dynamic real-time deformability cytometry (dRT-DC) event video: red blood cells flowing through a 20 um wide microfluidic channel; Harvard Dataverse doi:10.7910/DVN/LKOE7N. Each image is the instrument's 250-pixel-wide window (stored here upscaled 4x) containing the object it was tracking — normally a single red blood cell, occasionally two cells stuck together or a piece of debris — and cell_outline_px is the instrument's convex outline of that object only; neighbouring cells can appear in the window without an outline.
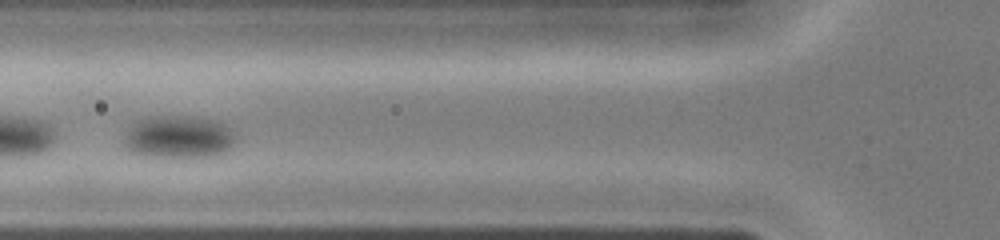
{"species": "common noctule bat (a hibernating species)", "species_latin": "Nyctalus noctula", "temperature_condition": "cold", "stored_images_in_passage": 18, "camera_frame_rate_fps": 3000, "um_per_image_px": 0.085, "animal": {"sex": "female", "body_mass_g": 19.0, "forearm_length_mm": 51.5}, "frame": {"image": 1, "passage_image": 11, "time_ms": 3.333, "image_size_px": [1000, 240], "cell_outline_px": [[236, 140], [224, 152], [212, 156], [148, 156], [132, 152], [124, 144], [124, 136], [128, 124], [132, 120], [148, 116], [192, 116], [216, 120], [232, 128], [236, 132]], "centroid_in_image_um": [15.15, 11.59], "position_along_channel_um": 110.7, "area_um2": 28.15}}